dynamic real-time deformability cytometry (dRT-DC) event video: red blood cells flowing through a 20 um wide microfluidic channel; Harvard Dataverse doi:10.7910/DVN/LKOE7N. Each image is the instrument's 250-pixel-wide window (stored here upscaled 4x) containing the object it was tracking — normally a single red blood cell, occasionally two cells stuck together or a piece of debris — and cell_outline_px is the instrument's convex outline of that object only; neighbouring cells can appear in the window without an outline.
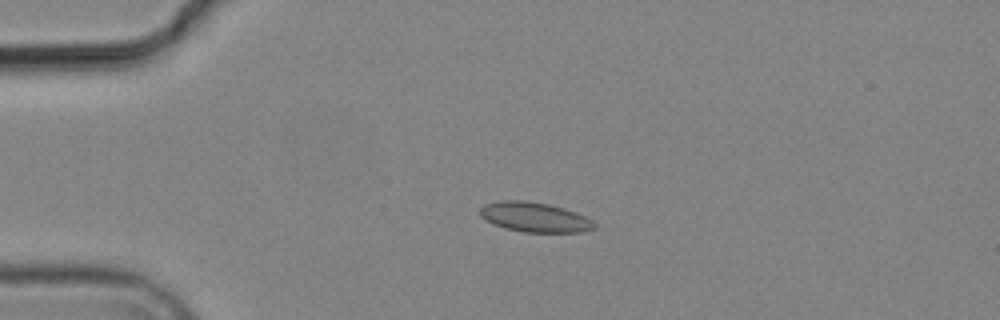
{"species": "common noctule bat (a hibernating species)", "species_latin": "Nyctalus noctula", "temperature_condition": "cold", "stored_images_in_passage": 4, "camera_frame_rate_fps": 3000, "um_per_image_px": 0.085, "animal": {"sex": "male", "body_mass_g": 19.2, "forearm_length_mm": 51.8}, "frame": {"image": 1, "passage_image": 4, "time_ms": 3.667, "image_size_px": [1000, 320], "cell_outline_px": [[596, 228], [580, 232], [524, 232], [504, 228], [492, 224], [480, 216], [480, 208], [484, 204], [500, 200], [524, 200], [548, 204], [564, 208], [576, 212], [592, 220], [596, 224]], "centroid_in_image_um": [45.43, 18.45], "position_along_channel_um": 39.6, "area_um2": 19.94}}